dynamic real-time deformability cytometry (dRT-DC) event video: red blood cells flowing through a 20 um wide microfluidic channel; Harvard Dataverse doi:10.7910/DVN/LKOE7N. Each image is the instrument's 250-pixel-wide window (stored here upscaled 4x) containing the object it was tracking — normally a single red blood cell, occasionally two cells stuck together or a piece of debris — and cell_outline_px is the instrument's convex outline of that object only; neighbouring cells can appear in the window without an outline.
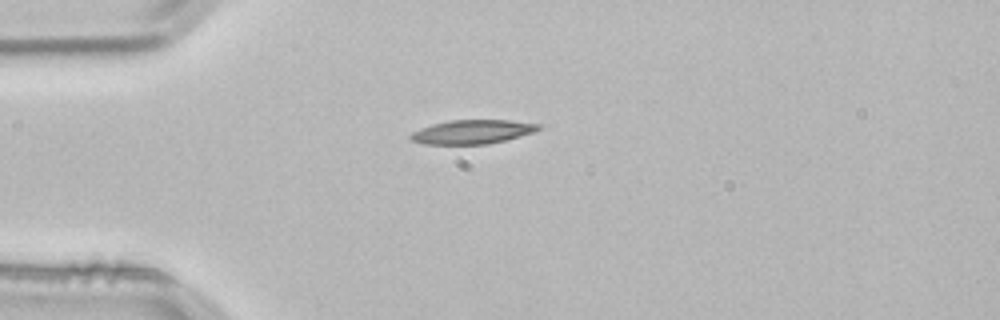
{"species": "common noctule bat (a hibernating species)", "species_latin": "Nyctalus noctula", "temperature_condition": "room temperature", "stored_images_in_passage": 4, "camera_frame_rate_fps": 3000, "um_per_image_px": 0.085, "animal": {"sex": "male", "body_mass_g": 21.5, "forearm_length_mm": 52.0}, "frame": {"image": 1, "passage_image": 3, "time_ms": 0.667, "image_size_px": [1000, 320], "cell_outline_px": [[540, 128], [532, 132], [504, 140], [488, 144], [424, 144], [412, 140], [408, 136], [412, 132], [420, 128], [432, 124], [452, 120], [508, 120], [540, 124]], "centroid_in_image_um": [40.1, 11.2], "position_along_channel_um": 44.9, "area_um2": 17.63}}
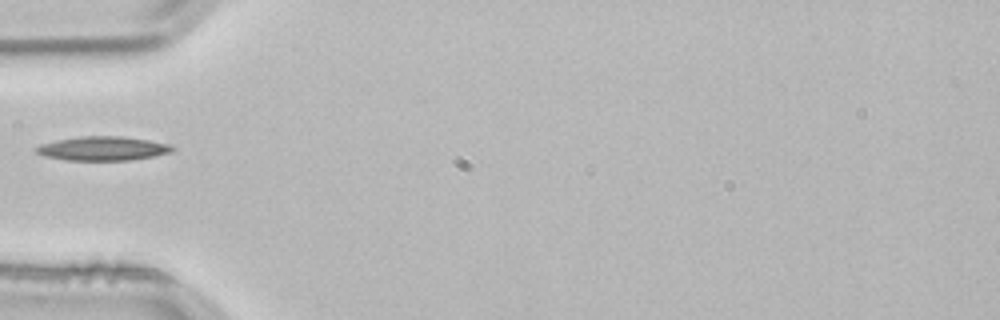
{"frame": {"image": 2, "passage_image": 4, "time_ms": 1.0, "image_size_px": [1000, 320], "cell_outline_px": [[176, 148], [172, 152], [156, 156], [132, 160], [68, 160], [44, 156], [36, 152], [36, 148], [40, 144], [56, 140], [80, 136], [120, 136], [148, 140], [168, 144]], "centroid_in_image_um": [8.76, 12.62], "position_along_channel_um": 76.2, "area_um2": 19.07}}